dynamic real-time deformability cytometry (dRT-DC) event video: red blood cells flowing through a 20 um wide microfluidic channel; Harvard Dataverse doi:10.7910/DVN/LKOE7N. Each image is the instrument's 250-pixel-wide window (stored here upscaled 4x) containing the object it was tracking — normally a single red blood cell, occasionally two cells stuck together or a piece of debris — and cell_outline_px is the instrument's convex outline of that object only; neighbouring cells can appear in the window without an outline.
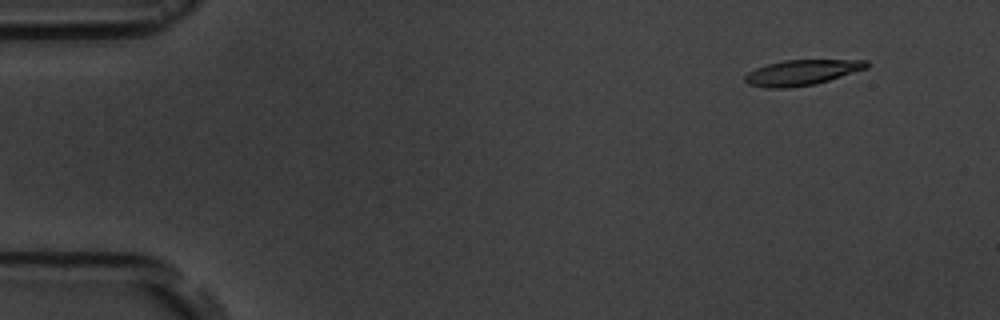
{"species": "common noctule bat (a hibernating species)", "species_latin": "Nyctalus noctula", "temperature_condition": "room temperature", "stored_images_in_passage": 4, "camera_frame_rate_fps": 3000, "um_per_image_px": 0.085, "animal": {"sex": "male", "body_mass_g": 19.5, "forearm_length_mm": 54.6}, "frame": {"image": 1, "passage_image": 1, "time_ms": 0.0, "image_size_px": [1000, 320], "cell_outline_px": [[868, 68], [816, 84], [788, 88], [764, 88], [748, 84], [744, 80], [744, 76], [748, 72], [756, 68], [768, 64], [784, 60], [868, 60]], "centroid_in_image_um": [68.14, 6.17], "position_along_channel_um": 16.9, "area_um2": 18.03}}